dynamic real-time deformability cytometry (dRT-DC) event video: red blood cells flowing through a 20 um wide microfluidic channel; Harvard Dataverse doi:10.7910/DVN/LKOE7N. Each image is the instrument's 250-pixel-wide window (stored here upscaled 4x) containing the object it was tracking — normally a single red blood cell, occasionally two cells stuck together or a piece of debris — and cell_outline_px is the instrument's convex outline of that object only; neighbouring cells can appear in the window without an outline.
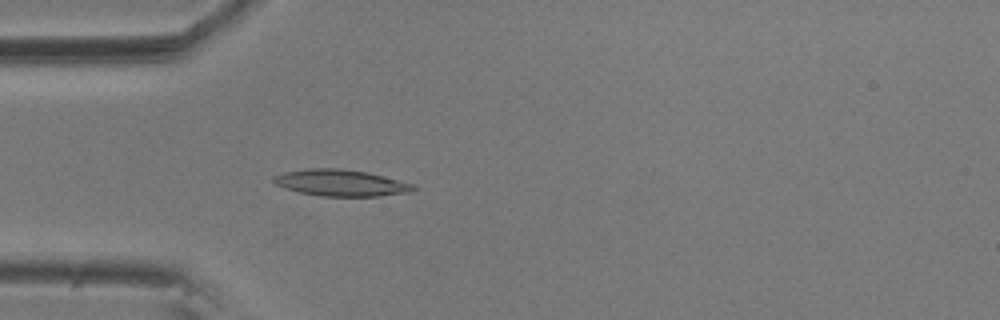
{"species": "common noctule bat (a hibernating species)", "species_latin": "Nyctalus noctula", "temperature_condition": "room temperature", "stored_images_in_passage": 5, "camera_frame_rate_fps": 3000, "um_per_image_px": 0.085, "animal": {"sex": "male", "body_mass_g": 20.5, "forearm_length_mm": 52.5}, "frame": {"image": 1, "passage_image": 5, "time_ms": 1.333, "image_size_px": [1000, 320], "cell_outline_px": [[416, 188], [412, 192], [380, 196], [320, 196], [300, 192], [284, 188], [276, 184], [272, 180], [272, 176], [284, 172], [304, 168], [340, 168], [368, 172], [412, 184]], "centroid_in_image_um": [28.93, 15.54], "position_along_channel_um": 56.1, "area_um2": 21.62}}